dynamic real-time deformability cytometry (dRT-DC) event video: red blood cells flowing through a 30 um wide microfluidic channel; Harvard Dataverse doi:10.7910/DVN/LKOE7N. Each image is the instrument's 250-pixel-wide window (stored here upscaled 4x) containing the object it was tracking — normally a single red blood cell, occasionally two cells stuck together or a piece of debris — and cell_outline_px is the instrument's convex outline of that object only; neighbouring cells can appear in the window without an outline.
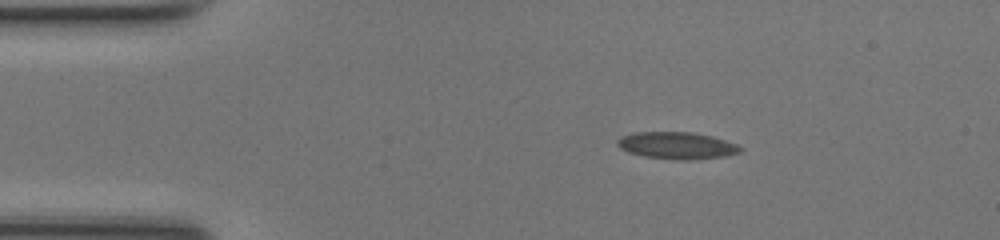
{"species": "common noctule bat (a hibernating species)", "species_latin": "Nyctalus noctula", "temperature_condition": "room temperature", "stored_images_in_passage": 41, "camera_frame_rate_fps": 3000, "um_per_image_px": 0.085, "animal": {"sex": "female", "body_mass_g": 17.0, "forearm_length_mm": 48.0}, "frame": {"image": 1, "passage_image": 1, "time_ms": 0.0, "image_size_px": [1000, 240], "cell_outline_px": [[744, 148], [740, 152], [724, 156], [692, 160], [676, 160], [644, 156], [628, 152], [620, 148], [616, 144], [616, 140], [620, 136], [636, 132], [692, 132], [712, 136], [736, 144]], "centroid_in_image_um": [57.51, 12.37], "position_along_channel_um": 27.5, "area_um2": 19.42}}
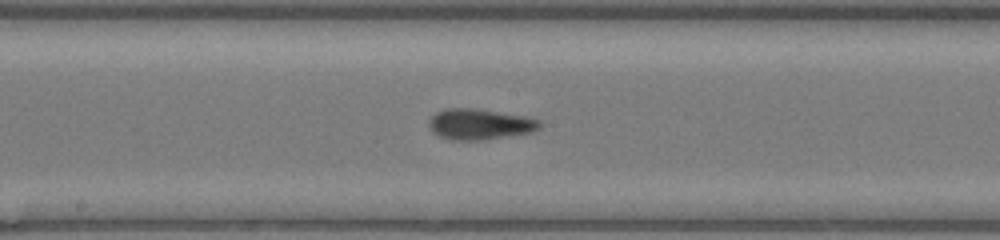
{"frame": {"image": 2, "passage_image": 18, "time_ms": 5.667, "image_size_px": [1000, 240], "cell_outline_px": [[540, 128], [532, 132], [480, 140], [448, 140], [432, 132], [428, 124], [428, 120], [436, 112], [444, 108], [472, 108], [524, 116], [540, 120]], "centroid_in_image_um": [40.73, 10.56], "position_along_channel_um": 207.5, "area_um2": 19.77}}
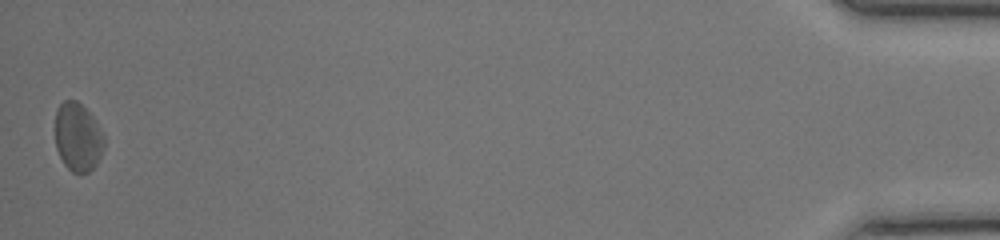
{"frame": {"image": 3, "passage_image": 41, "time_ms": 13.333, "image_size_px": [1000, 240], "cell_outline_px": [[104, 148], [96, 164], [88, 172], [80, 176], [72, 172], [64, 164], [56, 148], [56, 108], [64, 100], [76, 100], [92, 116], [104, 136]], "centroid_in_image_um": [6.61, 11.69], "position_along_channel_um": 428.6, "area_um2": 19.48}, "authors_computed_cell_mechanics": {"area_um2": 18.785, "velocity_mm_per_s": 4.223, "shape_relaxation_time_tau1_ms": 2.6339, "shape_relaxation_time_tau2_ms": 1.7269, "deformation_change_tau1": 0.108, "deformation_change_tau2": 0.0845}}